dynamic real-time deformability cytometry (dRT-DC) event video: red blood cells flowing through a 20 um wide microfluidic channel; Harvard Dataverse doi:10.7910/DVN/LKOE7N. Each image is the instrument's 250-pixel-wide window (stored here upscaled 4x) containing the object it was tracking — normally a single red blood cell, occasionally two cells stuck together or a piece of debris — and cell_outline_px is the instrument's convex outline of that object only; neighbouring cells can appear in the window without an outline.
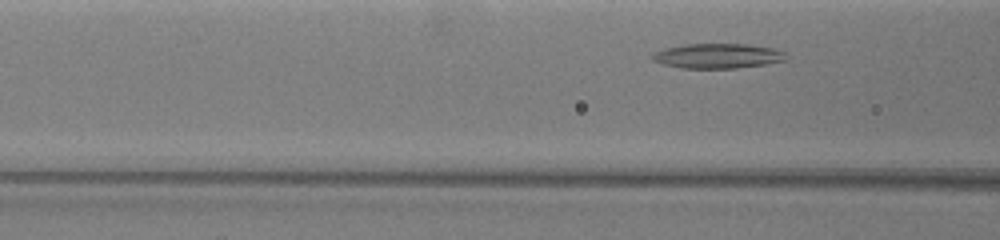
{"species": "common noctule bat (a hibernating species)", "species_latin": "Nyctalus noctula", "temperature_condition": "warm", "stored_images_in_passage": 31, "camera_frame_rate_fps": 3000, "um_per_image_px": 0.085, "animal": {"sex": "female", "body_mass_g": 19.5, "forearm_length_mm": 54.1}, "frame": {"image": 1, "passage_image": 7, "time_ms": 2.0, "image_size_px": [1000, 240], "cell_outline_px": [[788, 60], [768, 64], [736, 68], [680, 68], [664, 64], [652, 60], [652, 52], [664, 48], [688, 44], [748, 44], [772, 48], [784, 52]], "centroid_in_image_um": [61.01, 4.76], "position_along_channel_um": 105.6, "area_um2": 19.42}}
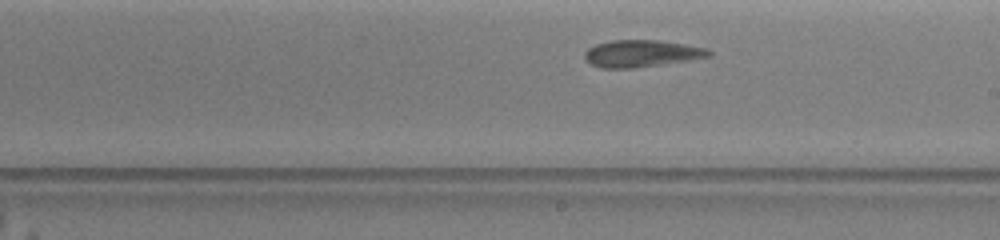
{"frame": {"image": 2, "passage_image": 18, "time_ms": 5.667, "image_size_px": [1000, 240], "cell_outline_px": [[712, 56], [660, 64], [632, 68], [600, 68], [584, 60], [584, 52], [588, 48], [596, 44], [612, 40], [656, 40], [684, 44], [708, 48], [712, 52]], "centroid_in_image_um": [54.5, 4.54], "position_along_channel_um": 234.5, "area_um2": 19.42}}
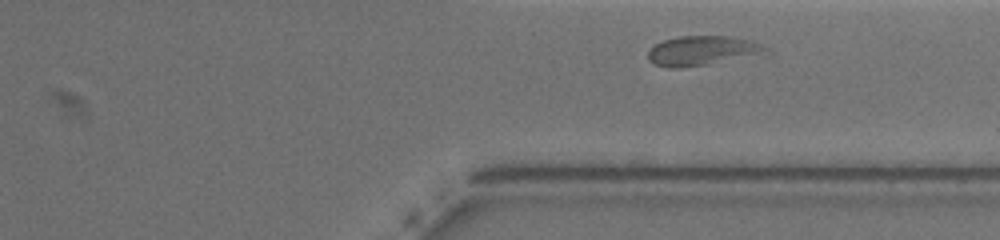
{"frame": {"image": 3, "passage_image": 28, "time_ms": 9.0, "image_size_px": [1000, 240], "cell_outline_px": [[760, 48], [756, 52], [704, 64], [680, 68], [668, 68], [656, 64], [648, 60], [648, 52], [656, 44], [664, 40], [676, 36], [732, 36], [752, 40], [760, 44]], "centroid_in_image_um": [59.44, 4.27], "position_along_channel_um": 352.0, "area_um2": 18.9}, "authors_computed_cell_mechanics": {"area_um2": 19.4208, "velocity_mm_per_s": 3.5186, "shape_relaxation_time_tau1_ms": null, "shape_relaxation_time_tau2_ms": 3.2477, "deformation_change_tau1": null, "deformation_change_tau2": 0.0824}}